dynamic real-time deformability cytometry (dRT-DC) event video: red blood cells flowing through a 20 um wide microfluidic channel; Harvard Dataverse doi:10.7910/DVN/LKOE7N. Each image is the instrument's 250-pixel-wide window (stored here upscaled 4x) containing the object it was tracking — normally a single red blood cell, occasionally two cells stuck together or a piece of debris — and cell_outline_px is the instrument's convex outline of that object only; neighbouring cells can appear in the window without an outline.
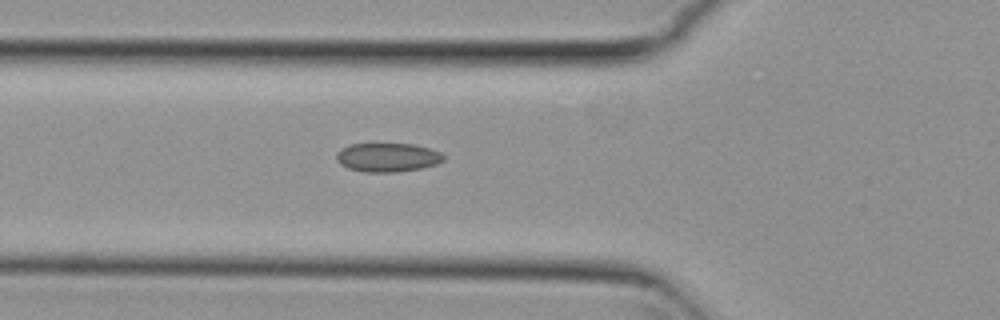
{"species": "common noctule bat (a hibernating species)", "species_latin": "Nyctalus noctula", "temperature_condition": "cold", "stored_images_in_passage": 39, "camera_frame_rate_fps": 3000, "um_per_image_px": 0.085, "animal": {"sex": "female", "body_mass_g": 29.2, "forearm_length_mm": 56.3}, "frame": {"image": 1, "passage_image": 8, "time_ms": 2.333, "image_size_px": [1000, 320], "cell_outline_px": [[444, 160], [436, 164], [420, 168], [396, 172], [364, 172], [348, 168], [340, 164], [336, 160], [336, 152], [340, 148], [348, 144], [412, 144], [428, 148], [440, 152], [444, 156]], "centroid_in_image_um": [32.89, 13.37], "position_along_channel_um": 92.9, "area_um2": 18.03}}
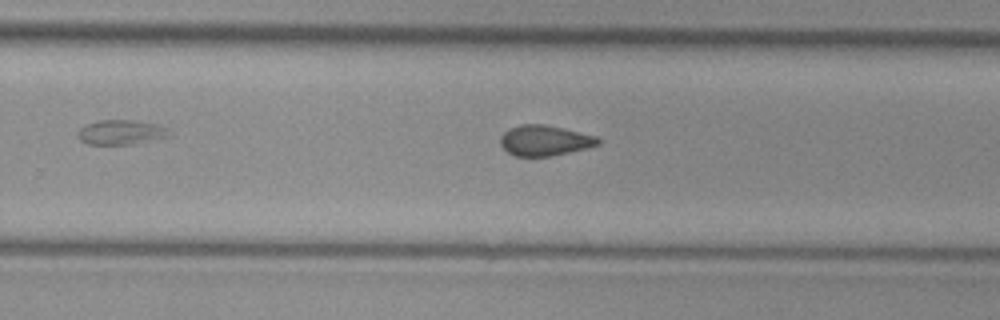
{"frame": {"image": 2, "passage_image": 23, "time_ms": 7.333, "image_size_px": [1000, 320], "cell_outline_px": [[600, 144], [588, 148], [552, 156], [512, 156], [500, 144], [500, 136], [508, 128], [520, 124], [544, 124], [596, 136], [600, 140]], "centroid_in_image_um": [46.27, 11.94], "position_along_channel_um": 283.5, "area_um2": 17.4}}
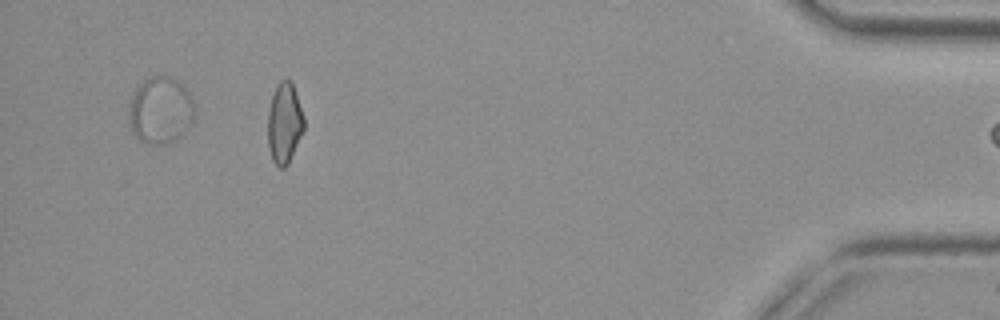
{"frame": {"image": 3, "passage_image": 38, "time_ms": 12.333, "image_size_px": [1000, 320], "cell_outline_px": [[304, 132], [288, 164], [284, 168], [280, 168], [272, 160], [268, 148], [268, 112], [272, 96], [280, 80], [292, 80], [304, 116]], "centroid_in_image_um": [24.19, 10.49], "position_along_channel_um": 411.0, "area_um2": 17.17}}